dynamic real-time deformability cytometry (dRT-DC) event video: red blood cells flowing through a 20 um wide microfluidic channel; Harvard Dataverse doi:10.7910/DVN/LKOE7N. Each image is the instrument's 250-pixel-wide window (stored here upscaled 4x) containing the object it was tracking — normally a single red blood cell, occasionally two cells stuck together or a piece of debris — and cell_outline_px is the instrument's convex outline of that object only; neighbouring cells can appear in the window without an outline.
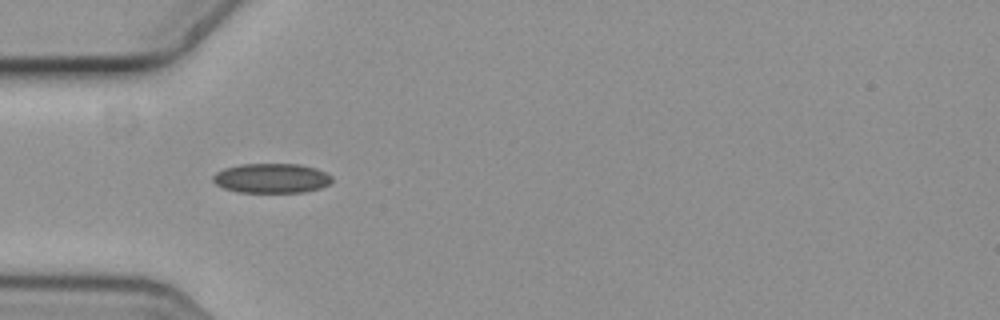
{"species": "common noctule bat (a hibernating species)", "species_latin": "Nyctalus noctula", "temperature_condition": "cold", "stored_images_in_passage": 7, "camera_frame_rate_fps": 3000, "um_per_image_px": 0.085, "animal": {"sex": "female", "body_mass_g": 19.3, "forearm_length_mm": 54.1}, "frame": {"image": 1, "passage_image": 2, "time_ms": 0.333, "image_size_px": [1000, 320], "cell_outline_px": [[332, 180], [328, 184], [320, 188], [304, 192], [240, 192], [224, 188], [216, 184], [212, 180], [212, 176], [216, 172], [224, 168], [240, 164], [300, 164], [316, 168], [332, 176]], "centroid_in_image_um": [23.06, 15.14], "position_along_channel_um": 61.9, "area_um2": 20.52}}
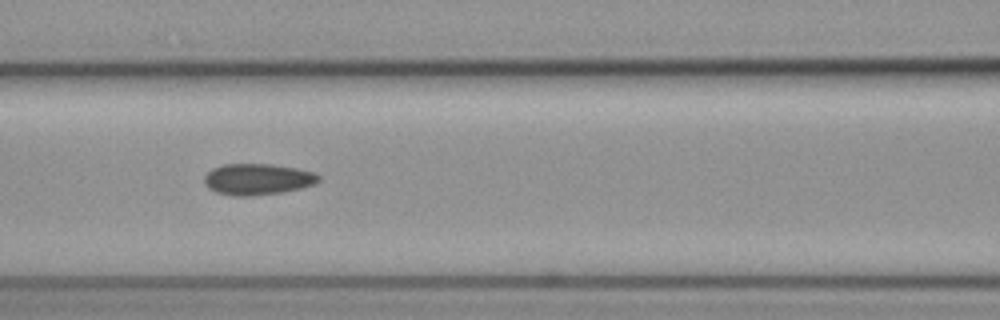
{"frame": {"image": 2, "passage_image": 4, "time_ms": 1.0, "image_size_px": [1000, 320], "cell_outline_px": [[320, 180], [312, 184], [300, 188], [284, 192], [248, 196], [232, 196], [216, 192], [208, 188], [204, 184], [204, 176], [212, 168], [220, 164], [272, 164], [296, 168], [312, 172], [320, 176]], "centroid_in_image_um": [21.84, 15.23], "position_along_channel_um": 144.8, "area_um2": 20.87}}
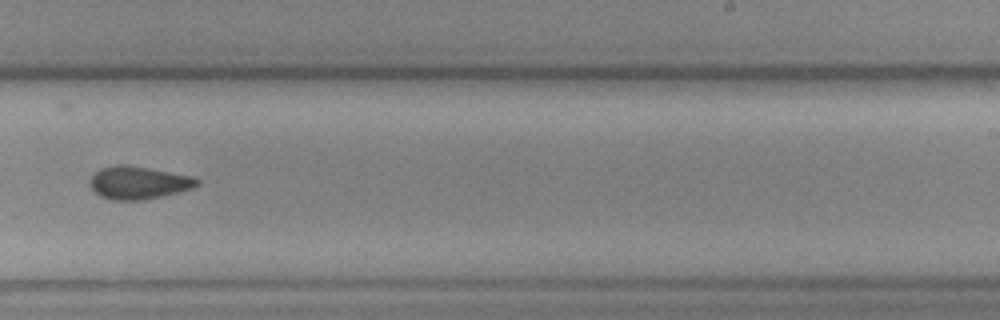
{"frame": {"image": 3, "passage_image": 7, "time_ms": 2.0, "image_size_px": [1000, 320], "cell_outline_px": [[200, 184], [192, 188], [144, 200], [112, 200], [100, 196], [92, 188], [88, 180], [100, 168], [116, 164], [128, 164], [192, 176], [200, 180]], "centroid_in_image_um": [11.75, 15.51], "position_along_channel_um": 277.2, "area_um2": 20.46}}